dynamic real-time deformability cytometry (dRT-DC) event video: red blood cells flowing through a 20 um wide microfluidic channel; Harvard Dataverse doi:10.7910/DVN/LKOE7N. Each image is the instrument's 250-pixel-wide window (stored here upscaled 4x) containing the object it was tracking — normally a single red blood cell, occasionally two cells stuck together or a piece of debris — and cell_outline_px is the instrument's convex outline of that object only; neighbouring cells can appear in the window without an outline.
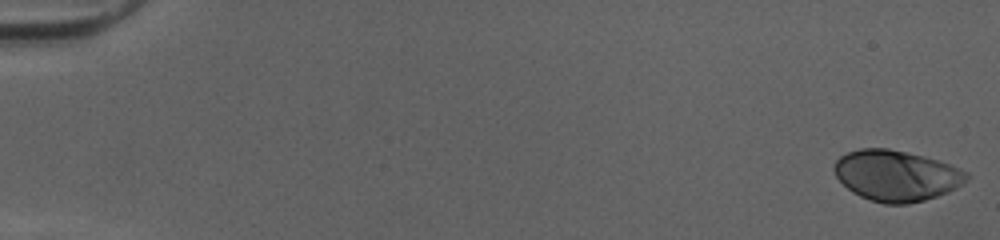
{"species": "human", "species_latin": "Homo sapiens", "temperature_condition": "cold", "stored_images_in_passage": 51, "camera_frame_rate_fps": 3000, "um_per_image_px": 0.085, "donor": {"sex": "female"}, "frame": {"image": 1, "passage_image": 1, "time_ms": 0.0, "image_size_px": [1000, 240], "cell_outline_px": [[972, 176], [956, 188], [948, 192], [924, 200], [908, 204], [884, 204], [860, 196], [852, 192], [836, 176], [832, 168], [836, 160], [840, 156], [848, 152], [860, 148], [888, 148], [924, 156], [960, 168], [968, 172]], "centroid_in_image_um": [76.19, 14.92], "position_along_channel_um": 8.8, "area_um2": 39.19}}
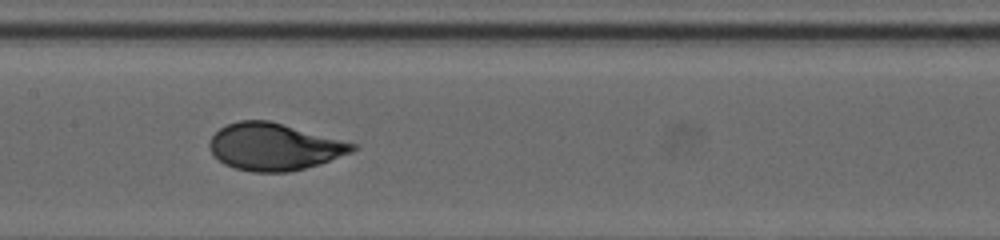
{"frame": {"image": 2, "passage_image": 27, "time_ms": 8.667, "image_size_px": [1000, 240], "cell_outline_px": [[360, 144], [352, 152], [304, 168], [288, 172], [252, 172], [236, 168], [224, 164], [212, 152], [208, 144], [212, 136], [220, 128], [228, 124], [240, 120], [268, 120]], "centroid_in_image_um": [23.31, 12.46], "position_along_channel_um": 184.1, "area_um2": 38.9}}
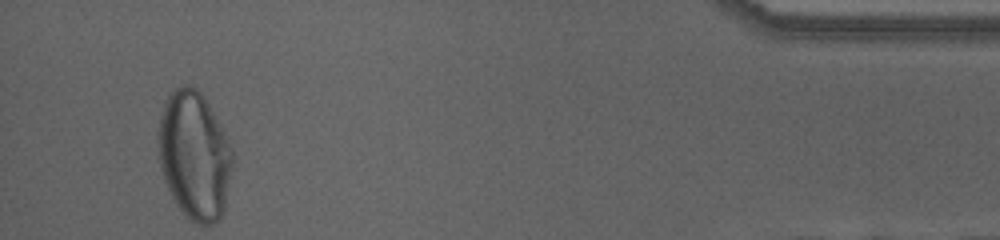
{"frame": {"image": 3, "passage_image": 49, "time_ms": 16.0, "image_size_px": [1000, 240], "cell_outline_px": [[232, 168], [224, 208], [216, 224], [196, 224], [188, 220], [176, 204], [164, 180], [160, 168], [156, 144], [156, 136], [160, 116], [164, 100], [176, 88], [184, 84], [188, 84], [196, 88], [204, 96], [220, 124], [232, 148]], "centroid_in_image_um": [16.49, 13.2], "position_along_channel_um": 418.7, "area_um2": 56.01}, "authors_computed_cell_mechanics": {"area_um2": 38.8416, "velocity_mm_per_s": 4.0488, "shape_relaxation_time_tau1_ms": 3.1831, "shape_relaxation_time_tau2_ms": null, "deformation_change_tau1": 0.1705, "deformation_change_tau2": null}}